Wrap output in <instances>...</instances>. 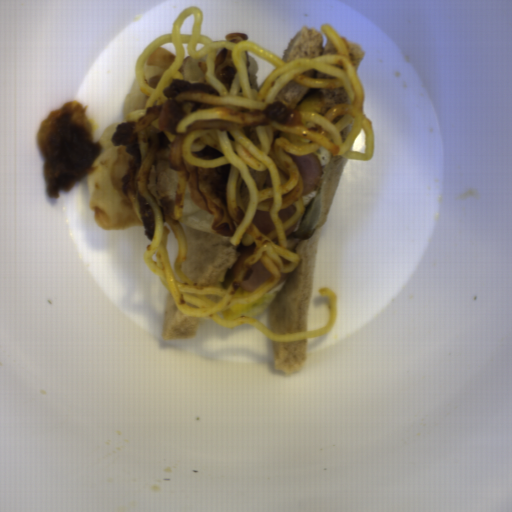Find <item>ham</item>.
<instances>
[{
    "mask_svg": "<svg viewBox=\"0 0 512 512\" xmlns=\"http://www.w3.org/2000/svg\"><path fill=\"white\" fill-rule=\"evenodd\" d=\"M271 275L270 271L257 261L246 270L238 287L252 293L255 288L267 281Z\"/></svg>",
    "mask_w": 512,
    "mask_h": 512,
    "instance_id": "obj_2",
    "label": "ham"
},
{
    "mask_svg": "<svg viewBox=\"0 0 512 512\" xmlns=\"http://www.w3.org/2000/svg\"><path fill=\"white\" fill-rule=\"evenodd\" d=\"M234 250L237 252L238 258L234 266L232 267L230 273L233 280L235 281L238 270L253 255L254 242L250 245H243L240 243L237 246H235Z\"/></svg>",
    "mask_w": 512,
    "mask_h": 512,
    "instance_id": "obj_3",
    "label": "ham"
},
{
    "mask_svg": "<svg viewBox=\"0 0 512 512\" xmlns=\"http://www.w3.org/2000/svg\"><path fill=\"white\" fill-rule=\"evenodd\" d=\"M287 154L299 169L300 177L304 187L302 195L306 196L317 191L321 184L322 167L321 161L316 153L314 152L304 156H292L289 153Z\"/></svg>",
    "mask_w": 512,
    "mask_h": 512,
    "instance_id": "obj_1",
    "label": "ham"
}]
</instances>
